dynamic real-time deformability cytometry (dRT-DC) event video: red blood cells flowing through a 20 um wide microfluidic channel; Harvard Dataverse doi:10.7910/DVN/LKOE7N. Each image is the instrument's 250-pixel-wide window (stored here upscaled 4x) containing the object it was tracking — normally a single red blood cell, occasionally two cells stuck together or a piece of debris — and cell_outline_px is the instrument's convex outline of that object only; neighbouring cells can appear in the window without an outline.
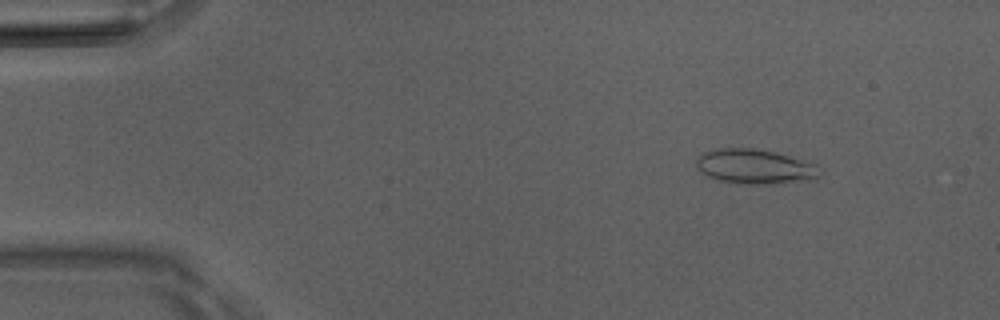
{"species": "Egyptian fruit bat (a non-hibernating species)", "species_latin": "Rousettus aegyptiacus", "temperature_condition": "room temperature", "stored_images_in_passage": 50, "camera_frame_rate_fps": 3000, "um_per_image_px": 0.085, "animal": {"sex": "male"}, "frame": {"image": 1, "passage_image": 6, "time_ms": 1.667, "image_size_px": [1000, 320], "cell_outline_px": [[820, 176], [816, 180], [764, 184], [740, 184], [716, 180], [704, 176], [696, 168], [696, 156], [704, 152], [720, 148], [752, 148], [776, 152], [816, 164]], "centroid_in_image_um": [64.11, 14.17], "position_along_channel_um": 20.9, "area_um2": 25.32}}
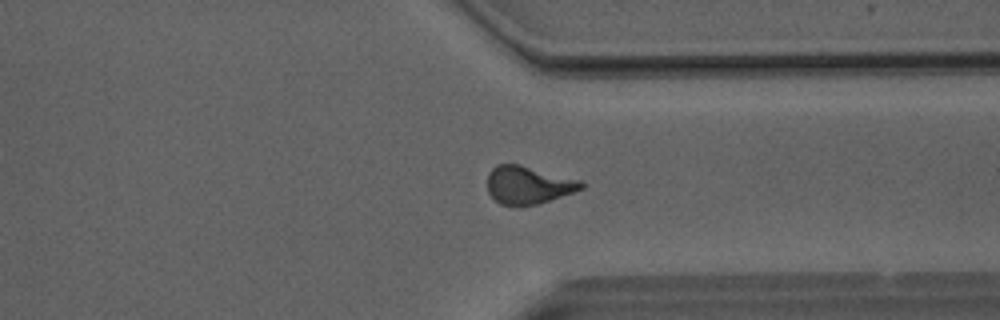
{"frame": {"image": 2, "passage_image": 38, "time_ms": 12.333, "image_size_px": [1000, 320], "cell_outline_px": [[584, 188], [536, 204], [500, 204], [488, 192], [488, 172], [496, 164], [520, 164], [580, 180], [584, 184]], "centroid_in_image_um": [44.88, 15.69], "position_along_channel_um": 366.5, "area_um2": 20.23}}
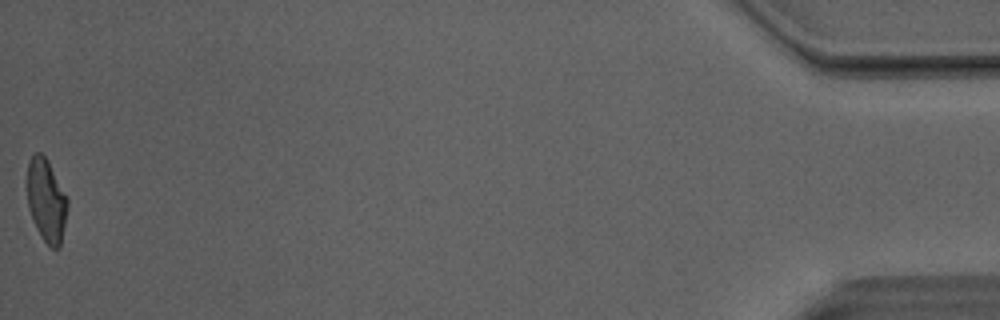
{"frame": {"image": 3, "passage_image": 50, "time_ms": 16.333, "image_size_px": [1000, 320], "cell_outline_px": [[68, 204], [60, 248], [52, 248], [44, 240], [36, 228], [32, 220], [28, 208], [28, 160], [36, 152], [40, 152], [48, 160], [68, 196]], "centroid_in_image_um": [3.95, 17.02], "position_along_channel_um": 431.2, "area_um2": 19.54}, "authors_computed_cell_mechanics": {"area_um2": 20.6057, "velocity_mm_per_s": 4.0925, "shape_relaxation_time_tau1_ms": 6.4004, "shape_relaxation_time_tau2_ms": 2.0468, "deformation_change_tau1": 0.1817, "deformation_change_tau2": 0.0834}}